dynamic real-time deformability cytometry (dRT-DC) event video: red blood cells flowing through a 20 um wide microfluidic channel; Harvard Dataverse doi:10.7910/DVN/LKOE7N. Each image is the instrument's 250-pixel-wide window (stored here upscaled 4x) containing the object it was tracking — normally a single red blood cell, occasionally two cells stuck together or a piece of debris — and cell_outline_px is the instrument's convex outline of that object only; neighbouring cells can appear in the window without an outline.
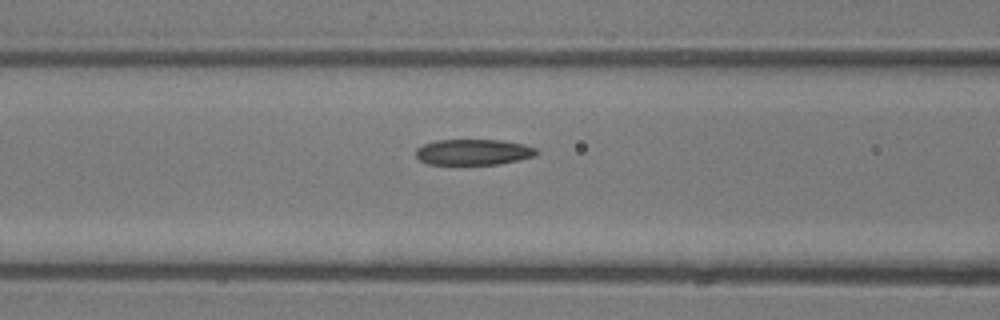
{"species": "common noctule bat (a hibernating species)", "species_latin": "Nyctalus noctula", "temperature_condition": "room temperature", "stored_images_in_passage": 6, "camera_frame_rate_fps": 3000, "um_per_image_px": 0.085, "animal": {"sex": "male", "body_mass_g": 13.3}, "frame": {"image": 1, "passage_image": 5, "time_ms": 1.333, "image_size_px": [1000, 320], "cell_outline_px": [[540, 152], [536, 156], [520, 160], [500, 164], [428, 164], [420, 160], [416, 156], [416, 148], [424, 144], [436, 140], [500, 140], [524, 144], [536, 148]], "centroid_in_image_um": [40.28, 12.93], "position_along_channel_um": 126.3, "area_um2": 18.26}}